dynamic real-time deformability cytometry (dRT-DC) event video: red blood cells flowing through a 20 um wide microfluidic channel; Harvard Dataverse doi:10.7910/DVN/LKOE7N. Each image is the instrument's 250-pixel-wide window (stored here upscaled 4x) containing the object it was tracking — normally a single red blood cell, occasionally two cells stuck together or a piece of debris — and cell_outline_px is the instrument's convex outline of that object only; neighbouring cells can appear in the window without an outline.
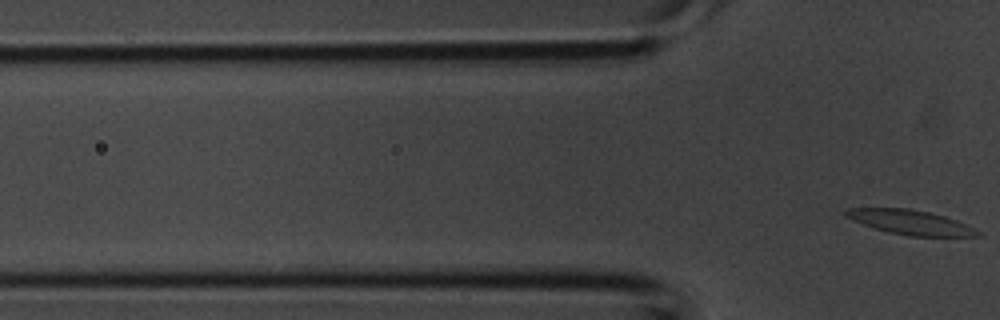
{"species": "common noctule bat (a hibernating species)", "species_latin": "Nyctalus noctula", "temperature_condition": "room temperature", "stored_images_in_passage": 6, "segment_of_instrument_passage": [2, 2], "camera_frame_rate_fps": 3000, "um_per_image_px": 0.085, "animal": {"sex": "male", "body_mass_g": 20.1, "forearm_length_mm": 53.5}, "frame": {"image": 1, "passage_image": 6, "time_ms": 1.667, "image_size_px": [1000, 320], "cell_outline_px": [[984, 236], [908, 236], [888, 232], [852, 220], [844, 216], [844, 212], [848, 208], [908, 208], [928, 212], [944, 216], [956, 220], [976, 228], [984, 232]], "centroid_in_image_um": [77.45, 18.9], "position_along_channel_um": 48.4, "area_um2": 18.9}}